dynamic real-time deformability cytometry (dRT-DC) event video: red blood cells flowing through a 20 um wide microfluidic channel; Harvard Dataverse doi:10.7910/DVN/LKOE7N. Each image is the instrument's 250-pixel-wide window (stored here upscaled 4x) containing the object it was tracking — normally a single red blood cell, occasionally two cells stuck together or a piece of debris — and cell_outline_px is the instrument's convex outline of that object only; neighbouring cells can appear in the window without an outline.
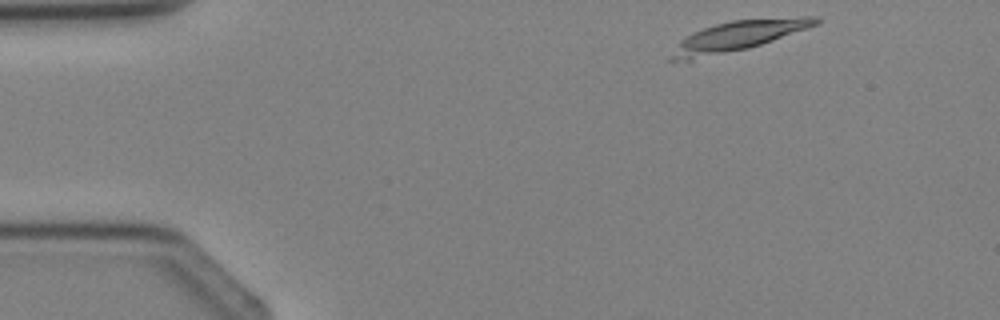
{"species": "Egyptian fruit bat (a non-hibernating species)", "species_latin": "Rousettus aegyptiacus", "temperature_condition": "cold", "stored_images_in_passage": 4, "camera_frame_rate_fps": 3000, "um_per_image_px": 0.085, "animal": {"sex": "female"}, "frame": {"image": 1, "passage_image": 1, "time_ms": 0.0, "image_size_px": [1000, 320], "cell_outline_px": [[820, 24], [748, 48], [692, 60], [668, 60], [668, 56], [680, 40], [692, 32], [716, 24], [732, 20], [804, 16], [816, 16], [820, 20]], "centroid_in_image_um": [62.7, 3.06], "position_along_channel_um": 22.3, "area_um2": 25.03}}
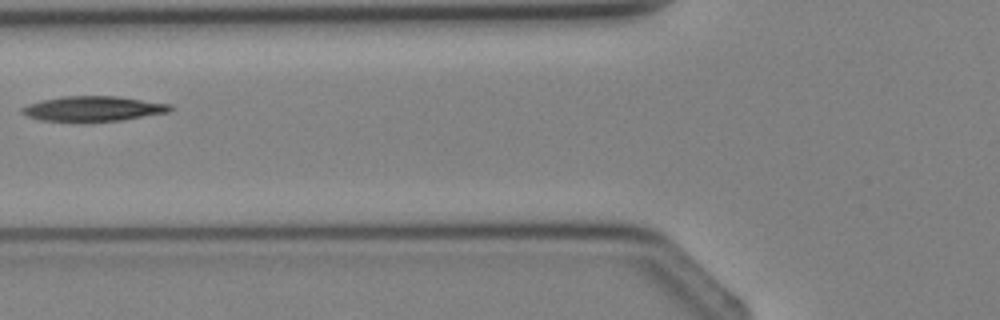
{"frame": {"image": 2, "passage_image": 4, "time_ms": 3.333, "image_size_px": [1000, 320], "cell_outline_px": [[172, 108], [168, 112], [120, 120], [40, 120], [28, 116], [20, 112], [20, 108], [28, 104], [44, 100], [64, 96], [116, 96], [172, 104]], "centroid_in_image_um": [7.92, 9.21], "position_along_channel_um": 117.9, "area_um2": 20.98}}